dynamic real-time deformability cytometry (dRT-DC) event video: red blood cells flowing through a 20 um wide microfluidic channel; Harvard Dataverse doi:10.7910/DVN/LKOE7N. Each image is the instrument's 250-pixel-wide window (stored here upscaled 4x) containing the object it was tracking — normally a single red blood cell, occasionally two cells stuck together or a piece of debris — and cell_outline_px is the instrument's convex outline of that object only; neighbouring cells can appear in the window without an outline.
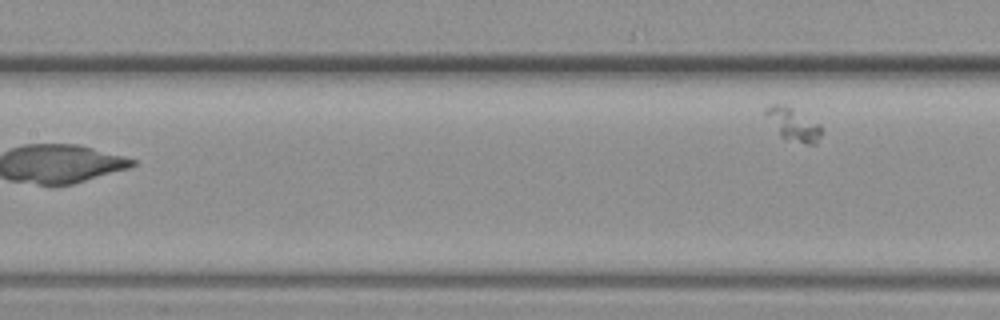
{"species": "common noctule bat (a hibernating species)", "species_latin": "Nyctalus noctula", "temperature_condition": "warm", "stored_images_in_passage": 12, "camera_frame_rate_fps": 3000, "um_per_image_px": 0.085, "animal": {"sex": "female", "body_mass_g": 19.3, "forearm_length_mm": 54.1}, "frame": {"image": 1, "passage_image": 12, "time_ms": 3.667, "image_size_px": [1000, 320], "cell_outline_px": [[820, 136], [816, 144], [808, 144], [784, 140], [780, 136], [764, 112], [764, 108], [772, 104], [784, 104], [792, 108], [820, 124]], "centroid_in_image_um": [67.4, 10.58], "position_along_channel_um": 140.0, "area_um2": 10.58}}